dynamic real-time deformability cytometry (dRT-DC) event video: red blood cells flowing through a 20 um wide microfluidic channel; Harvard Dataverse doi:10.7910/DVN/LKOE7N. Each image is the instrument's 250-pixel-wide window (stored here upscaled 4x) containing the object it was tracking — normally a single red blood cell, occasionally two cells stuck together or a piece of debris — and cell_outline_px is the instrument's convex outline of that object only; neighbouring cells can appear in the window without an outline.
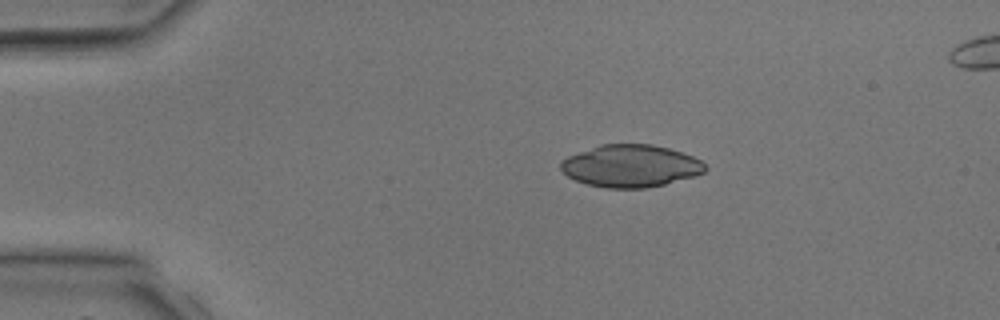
{"species": "common noctule bat (a hibernating species)", "species_latin": "Nyctalus noctula", "temperature_condition": "room temperature", "stored_images_in_passage": 2, "camera_frame_rate_fps": 3000, "um_per_image_px": 0.085, "animal": {"sex": "male", "body_mass_g": 17.9, "forearm_length_mm": 54.2}, "frame": {"image": 1, "passage_image": 1, "time_ms": 0.0, "image_size_px": [1000, 320], "cell_outline_px": [[708, 168], [704, 172], [696, 176], [648, 188], [604, 188], [588, 184], [576, 180], [568, 176], [560, 168], [560, 160], [568, 156], [600, 144], [652, 144], [668, 148], [692, 156], [700, 160]], "centroid_in_image_um": [53.6, 14.11], "position_along_channel_um": 31.4, "area_um2": 35.6}}